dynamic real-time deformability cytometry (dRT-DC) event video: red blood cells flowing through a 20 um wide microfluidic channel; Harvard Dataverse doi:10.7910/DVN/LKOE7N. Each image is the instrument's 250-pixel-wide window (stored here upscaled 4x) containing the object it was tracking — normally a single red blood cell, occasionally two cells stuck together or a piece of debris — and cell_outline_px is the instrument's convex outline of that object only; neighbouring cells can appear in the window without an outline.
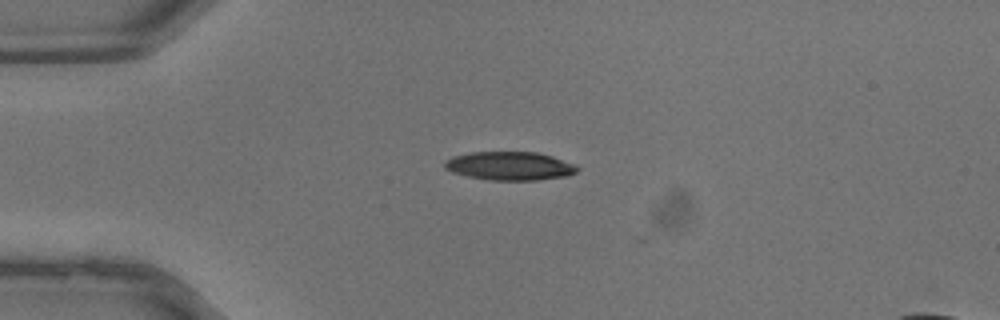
{"species": "common noctule bat (a hibernating species)", "species_latin": "Nyctalus noctula", "temperature_condition": "warm", "stored_images_in_passage": 5, "camera_frame_rate_fps": 3000, "um_per_image_px": 0.085, "animal": {"sex": "male", "body_mass_g": 13.3}, "frame": {"image": 1, "passage_image": 1, "time_ms": 0.0, "image_size_px": [1000, 320], "cell_outline_px": [[580, 168], [576, 172], [568, 176], [536, 180], [488, 180], [468, 176], [452, 172], [444, 168], [444, 160], [452, 156], [472, 152], [536, 152], [552, 156], [572, 164]], "centroid_in_image_um": [43.29, 14.1], "position_along_channel_um": 41.7, "area_um2": 22.02}}